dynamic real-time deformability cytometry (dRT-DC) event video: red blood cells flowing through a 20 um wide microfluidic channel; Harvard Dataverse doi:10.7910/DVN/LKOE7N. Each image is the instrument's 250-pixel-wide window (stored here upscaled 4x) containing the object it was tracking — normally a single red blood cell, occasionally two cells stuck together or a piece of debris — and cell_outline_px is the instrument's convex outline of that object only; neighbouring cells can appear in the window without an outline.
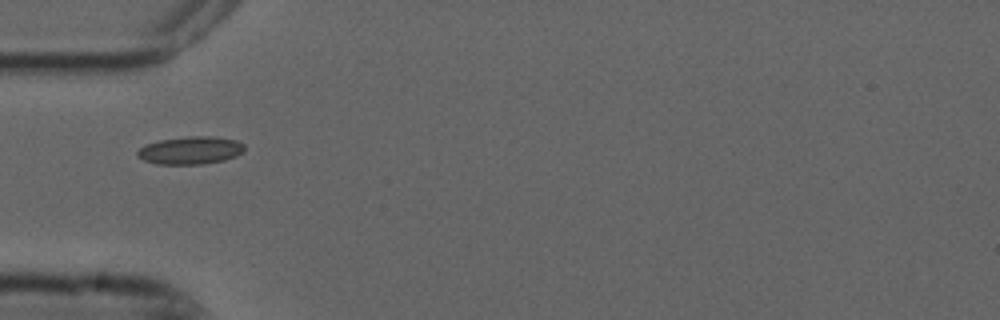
{"species": "common noctule bat (a hibernating species)", "species_latin": "Nyctalus noctula", "temperature_condition": "cold", "stored_images_in_passage": 1, "camera_frame_rate_fps": 3000, "um_per_image_px": 0.085, "animal": {"sex": "male", "forearm_length_mm": 52.5}, "frame": {"image": 1, "passage_image": 1, "time_ms": 0.0, "image_size_px": [1000, 320], "cell_outline_px": [[244, 152], [236, 156], [224, 160], [204, 164], [156, 164], [144, 160], [136, 156], [136, 152], [140, 148], [148, 144], [160, 140], [188, 136], [212, 136], [236, 140], [244, 144]], "centroid_in_image_um": [16.21, 12.78], "position_along_channel_um": 68.8, "area_um2": 17.34}}